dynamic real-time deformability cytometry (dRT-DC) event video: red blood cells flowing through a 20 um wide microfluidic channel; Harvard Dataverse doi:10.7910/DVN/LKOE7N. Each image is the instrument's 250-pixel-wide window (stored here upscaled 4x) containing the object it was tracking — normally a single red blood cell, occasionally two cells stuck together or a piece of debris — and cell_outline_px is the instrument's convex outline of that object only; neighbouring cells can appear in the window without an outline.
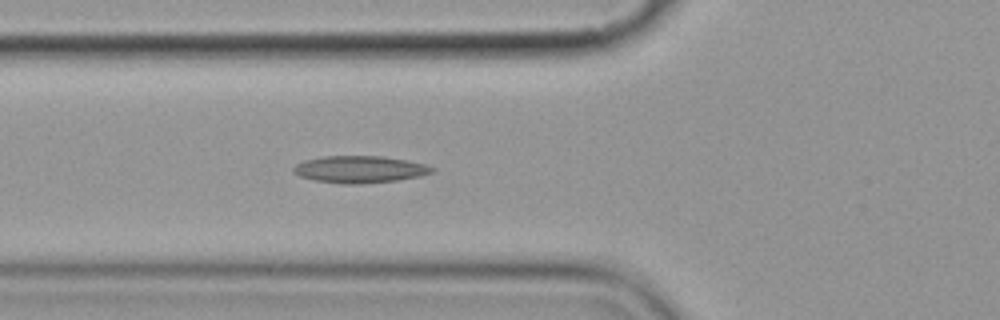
{"species": "common noctule bat (a hibernating species)", "species_latin": "Nyctalus noctula", "temperature_condition": "cold", "stored_images_in_passage": 2, "camera_frame_rate_fps": 3000, "um_per_image_px": 0.085, "animal": {"sex": "female", "body_mass_g": 19.9}, "frame": {"image": 1, "passage_image": 2, "time_ms": 1.0, "image_size_px": [1000, 320], "cell_outline_px": [[436, 168], [432, 172], [420, 176], [396, 180], [360, 184], [344, 184], [316, 180], [300, 176], [292, 172], [292, 168], [296, 164], [304, 160], [324, 156], [384, 156], [408, 160], [424, 164]], "centroid_in_image_um": [30.57, 14.39], "position_along_channel_um": 95.2, "area_um2": 21.79}}